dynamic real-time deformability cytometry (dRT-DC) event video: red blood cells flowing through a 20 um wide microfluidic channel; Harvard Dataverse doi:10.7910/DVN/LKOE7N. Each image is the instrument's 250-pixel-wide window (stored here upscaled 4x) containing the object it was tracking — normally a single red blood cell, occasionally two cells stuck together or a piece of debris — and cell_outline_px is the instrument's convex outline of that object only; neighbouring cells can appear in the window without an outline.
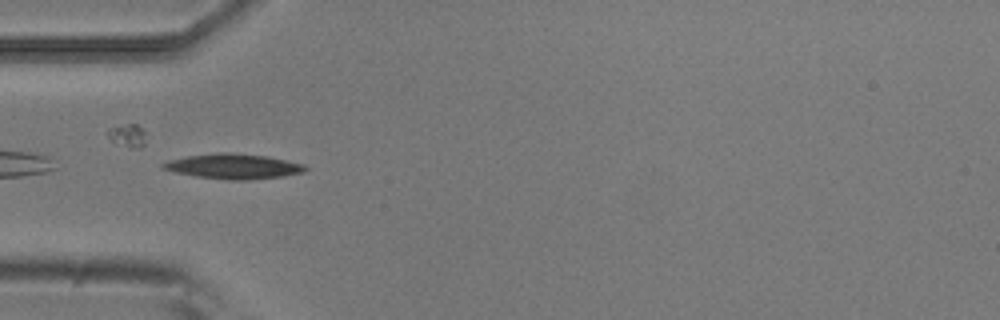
{"species": "common noctule bat (a hibernating species)", "species_latin": "Nyctalus noctula", "temperature_condition": "room temperature", "stored_images_in_passage": 5, "camera_frame_rate_fps": 3000, "um_per_image_px": 0.085, "animal": {"sex": "male", "body_mass_g": 20.5, "forearm_length_mm": 52.5}, "frame": {"image": 1, "passage_image": 3, "time_ms": 0.667, "image_size_px": [1000, 320], "cell_outline_px": [[308, 168], [304, 172], [280, 176], [244, 180], [228, 180], [196, 176], [176, 172], [160, 168], [160, 164], [168, 160], [188, 156], [220, 152], [228, 152], [268, 156], [304, 164]], "centroid_in_image_um": [19.82, 14.13], "position_along_channel_um": 65.2, "area_um2": 20.63}}
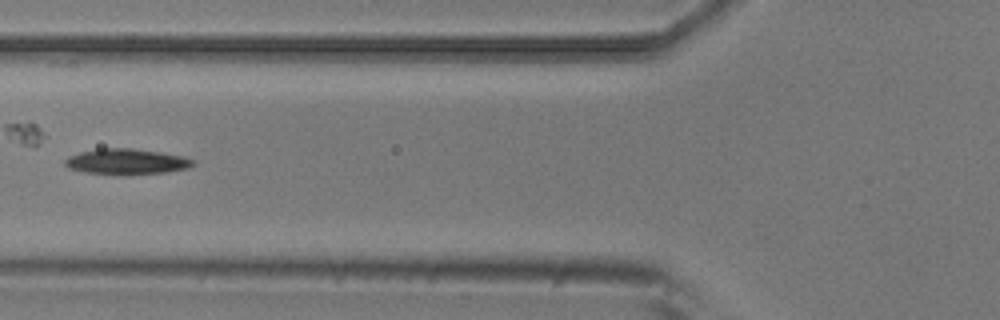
{"frame": {"image": 2, "passage_image": 4, "time_ms": 1.0, "image_size_px": [1000, 320], "cell_outline_px": [[196, 164], [188, 168], [164, 172], [128, 176], [88, 172], [68, 168], [64, 164], [64, 160], [68, 156], [80, 152], [96, 148], [132, 148], [160, 152], [184, 156], [196, 160]], "centroid_in_image_um": [10.78, 13.74], "position_along_channel_um": 115.0, "area_um2": 19.48}}
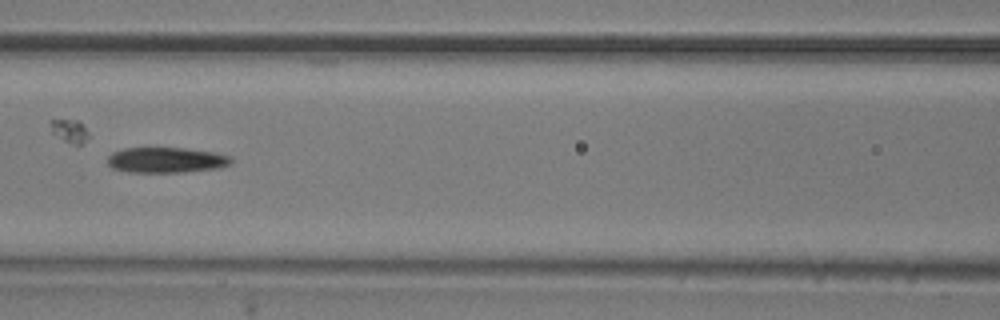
{"frame": {"image": 3, "passage_image": 5, "time_ms": 1.333, "image_size_px": [1000, 320], "cell_outline_px": [[232, 164], [220, 168], [184, 172], [128, 172], [112, 168], [108, 164], [108, 156], [112, 152], [124, 148], [184, 148], [212, 152], [232, 156]], "centroid_in_image_um": [14.15, 13.61], "position_along_channel_um": 152.5, "area_um2": 18.44}}